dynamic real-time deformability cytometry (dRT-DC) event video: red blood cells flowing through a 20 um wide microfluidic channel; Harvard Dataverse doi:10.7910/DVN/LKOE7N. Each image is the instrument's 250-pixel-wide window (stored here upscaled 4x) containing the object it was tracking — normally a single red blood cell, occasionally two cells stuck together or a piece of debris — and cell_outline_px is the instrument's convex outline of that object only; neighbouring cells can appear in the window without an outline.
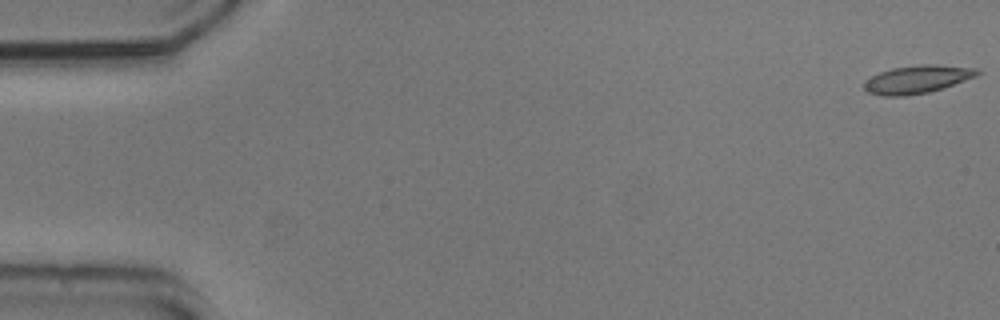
{"species": "common noctule bat (a hibernating species)", "species_latin": "Nyctalus noctula", "temperature_condition": "cold", "stored_images_in_passage": 10, "camera_frame_rate_fps": 3000, "um_per_image_px": 0.085, "animal": {"sex": "male", "body_mass_g": 20.5, "forearm_length_mm": 52.5}, "frame": {"image": 1, "passage_image": 1, "time_ms": 0.0, "image_size_px": [1000, 320], "cell_outline_px": [[980, 72], [976, 76], [944, 88], [928, 92], [904, 96], [884, 96], [868, 92], [864, 88], [864, 80], [880, 72], [892, 68], [920, 64], [936, 64], [980, 68]], "centroid_in_image_um": [77.98, 6.73], "position_along_channel_um": 7.0, "area_um2": 18.55}}